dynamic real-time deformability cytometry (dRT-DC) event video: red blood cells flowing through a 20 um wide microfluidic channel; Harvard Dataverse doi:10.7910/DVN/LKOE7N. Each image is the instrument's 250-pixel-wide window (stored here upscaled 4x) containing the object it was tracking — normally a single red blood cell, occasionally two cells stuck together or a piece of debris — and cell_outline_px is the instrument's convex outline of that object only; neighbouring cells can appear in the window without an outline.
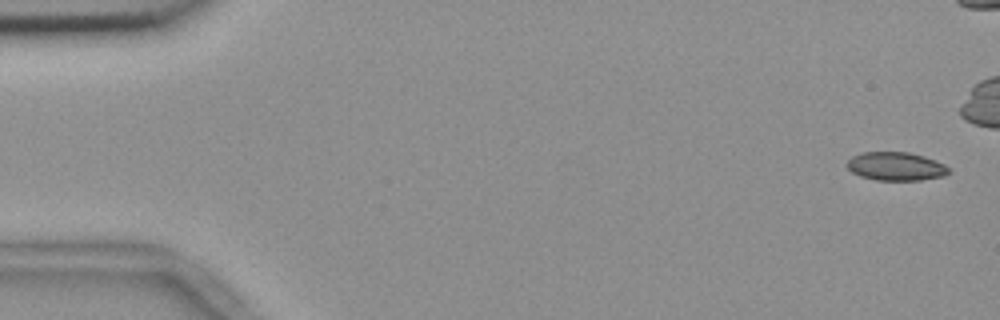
{"species": "common noctule bat (a hibernating species)", "species_latin": "Nyctalus noctula", "temperature_condition": "room temperature", "stored_images_in_passage": 53, "camera_frame_rate_fps": 3000, "um_per_image_px": 0.085, "animal": {"sex": "female", "body_mass_g": 18.4}, "frame": {"image": 1, "passage_image": 1, "time_ms": 0.0, "image_size_px": [1000, 320], "cell_outline_px": [[952, 172], [944, 176], [920, 180], [876, 180], [860, 176], [852, 172], [844, 164], [852, 156], [864, 152], [908, 152], [924, 156], [944, 164], [952, 168]], "centroid_in_image_um": [76.17, 14.14], "position_along_channel_um": 8.8, "area_um2": 17.05}}
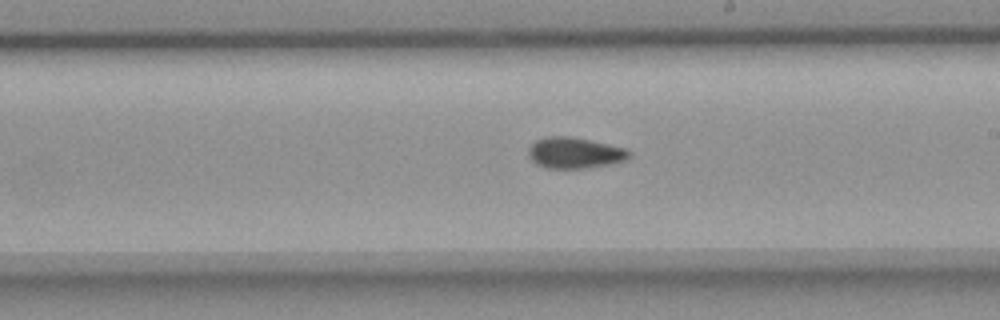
{"frame": {"image": 2, "passage_image": 31, "time_ms": 10.0, "image_size_px": [1000, 320], "cell_outline_px": [[632, 156], [624, 160], [608, 164], [584, 168], [544, 168], [536, 164], [532, 160], [528, 152], [528, 148], [536, 140], [548, 136], [568, 136], [608, 144], [624, 148], [632, 152]], "centroid_in_image_um": [48.83, 12.99], "position_along_channel_um": 240.2, "area_um2": 18.03}}
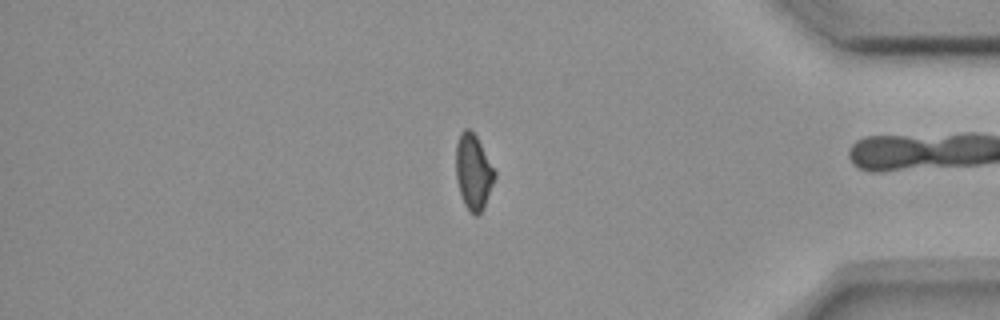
{"frame": {"image": 3, "passage_image": 46, "time_ms": 15.0, "image_size_px": [1000, 320], "cell_outline_px": [[496, 176], [484, 208], [476, 216], [464, 204], [456, 180], [456, 144], [460, 132], [464, 128], [468, 128], [476, 136], [496, 172]], "centroid_in_image_um": [40.23, 14.6], "position_along_channel_um": 395.0, "area_um2": 16.88}, "authors_computed_cell_mechanics": {"area_um2": 17.629, "velocity_mm_per_s": 3.6765, "shape_relaxation_time_tau1_ms": null, "shape_relaxation_time_tau2_ms": 6.8726, "deformation_change_tau1": null, "deformation_change_tau2": 0.075}}